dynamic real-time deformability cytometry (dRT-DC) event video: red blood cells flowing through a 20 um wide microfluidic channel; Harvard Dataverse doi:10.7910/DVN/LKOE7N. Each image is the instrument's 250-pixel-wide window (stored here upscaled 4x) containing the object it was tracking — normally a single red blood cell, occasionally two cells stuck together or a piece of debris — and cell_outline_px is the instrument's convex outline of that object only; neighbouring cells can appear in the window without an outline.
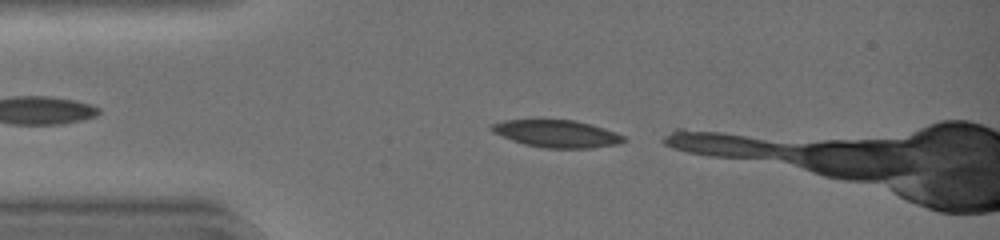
{"species": "common noctule bat (a hibernating species)", "species_latin": "Nyctalus noctula", "temperature_condition": "warm", "stored_images_in_passage": 4, "camera_frame_rate_fps": 3000, "um_per_image_px": 0.085, "animal": {"sex": "female", "body_mass_g": 19.0, "forearm_length_mm": 51.5}, "frame": {"image": 1, "passage_image": 1, "time_ms": 0.0, "image_size_px": [1000, 240], "cell_outline_px": [[628, 140], [620, 144], [592, 148], [544, 148], [524, 144], [500, 136], [492, 132], [488, 128], [492, 124], [504, 120], [536, 116], [576, 120], [604, 128], [616, 132], [624, 136]], "centroid_in_image_um": [47.27, 11.31], "position_along_channel_um": 37.7, "area_um2": 22.25}}